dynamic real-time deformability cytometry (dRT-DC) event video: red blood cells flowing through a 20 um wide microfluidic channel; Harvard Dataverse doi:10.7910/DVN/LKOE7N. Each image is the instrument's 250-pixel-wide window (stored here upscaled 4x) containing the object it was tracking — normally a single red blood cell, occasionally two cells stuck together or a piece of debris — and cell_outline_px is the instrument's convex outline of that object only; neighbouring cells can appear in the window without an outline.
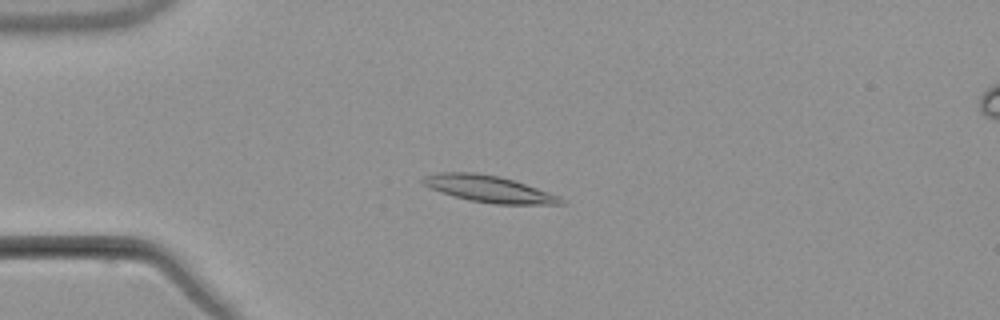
{"species": "common noctule bat (a hibernating species)", "species_latin": "Nyctalus noctula", "temperature_condition": "warm", "stored_images_in_passage": 7, "camera_frame_rate_fps": 3000, "um_per_image_px": 0.085, "animal": {"sex": "male", "body_mass_g": 21.5, "forearm_length_mm": 52.0}, "frame": {"image": 1, "passage_image": 4, "time_ms": 3.667, "image_size_px": [1000, 320], "cell_outline_px": [[568, 200], [564, 204], [492, 204], [468, 200], [452, 196], [440, 192], [424, 184], [420, 180], [424, 176], [440, 172], [476, 172], [500, 176], [560, 196]], "centroid_in_image_um": [41.56, 16.06], "position_along_channel_um": 43.4, "area_um2": 21.44}}
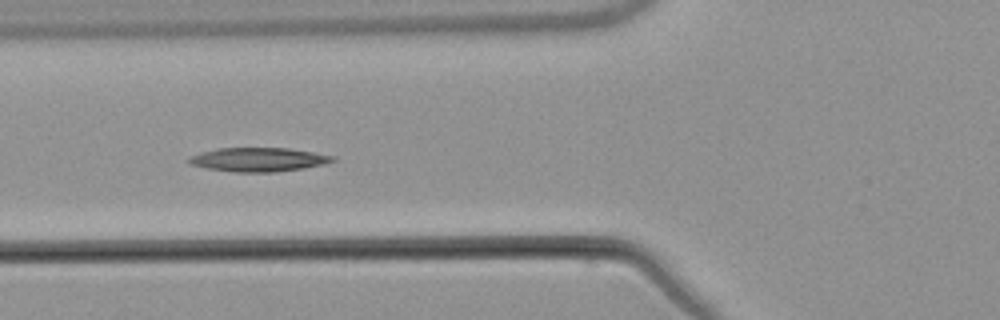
{"frame": {"image": 2, "passage_image": 6, "time_ms": 6.0, "image_size_px": [1000, 320], "cell_outline_px": [[336, 160], [324, 164], [304, 168], [276, 172], [236, 172], [208, 168], [192, 164], [188, 160], [188, 156], [200, 152], [216, 148], [288, 148], [336, 156]], "centroid_in_image_um": [21.98, 13.56], "position_along_channel_um": 103.8, "area_um2": 20.0}}
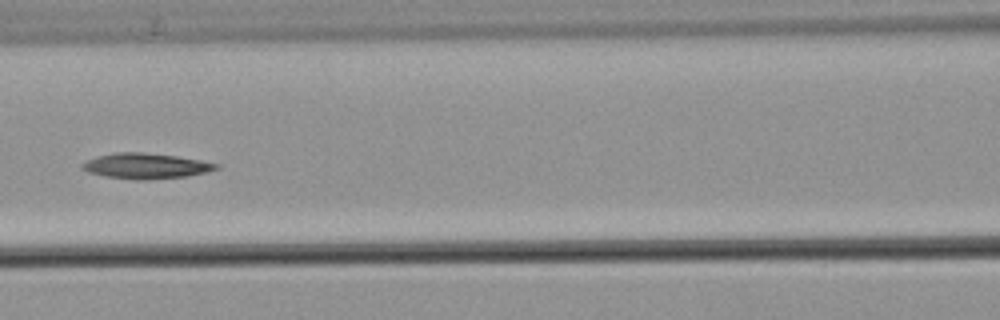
{"frame": {"image": 3, "passage_image": 7, "time_ms": 7.333, "image_size_px": [1000, 320], "cell_outline_px": [[220, 168], [208, 172], [188, 176], [144, 180], [136, 180], [104, 176], [88, 172], [80, 168], [80, 164], [96, 156], [112, 152], [140, 152], [176, 156], [200, 160], [220, 164]], "centroid_in_image_um": [12.38, 14.11], "position_along_channel_um": 154.2, "area_um2": 20.06}}